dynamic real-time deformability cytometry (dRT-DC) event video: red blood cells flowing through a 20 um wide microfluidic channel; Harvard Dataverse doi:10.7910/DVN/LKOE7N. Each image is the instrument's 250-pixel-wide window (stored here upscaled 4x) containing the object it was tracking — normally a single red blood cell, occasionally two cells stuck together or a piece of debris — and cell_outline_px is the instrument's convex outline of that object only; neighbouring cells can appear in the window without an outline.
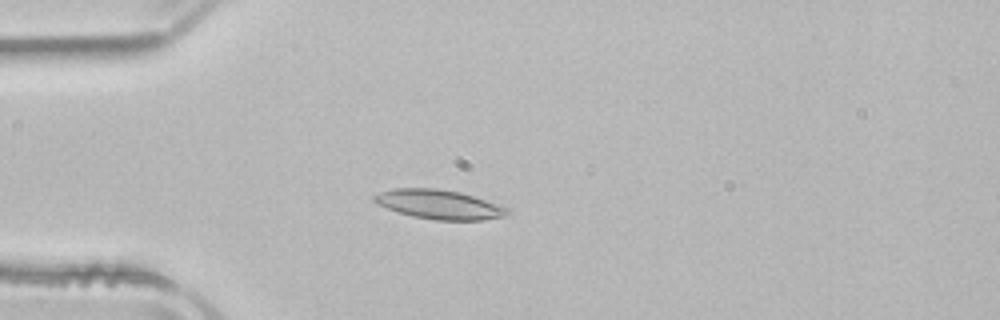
{"species": "common noctule bat (a hibernating species)", "species_latin": "Nyctalus noctula", "temperature_condition": "room temperature", "stored_images_in_passage": 51, "camera_frame_rate_fps": 3000, "um_per_image_px": 0.085, "animal": {"sex": "male", "body_mass_g": 21.5, "forearm_length_mm": 52.0}, "frame": {"image": 1, "passage_image": 13, "time_ms": 4.0, "image_size_px": [1000, 320], "cell_outline_px": [[508, 212], [504, 216], [484, 220], [436, 220], [412, 216], [376, 204], [372, 200], [372, 196], [380, 192], [396, 188], [436, 188], [460, 192], [508, 208]], "centroid_in_image_um": [37.28, 17.37], "position_along_channel_um": 47.7, "area_um2": 22.43}}
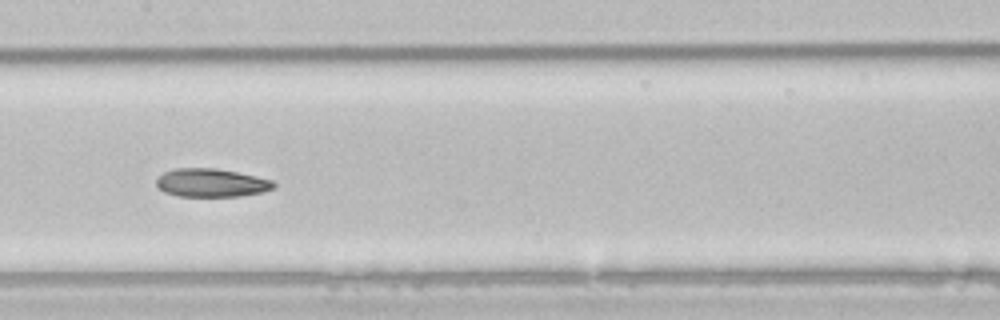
{"frame": {"image": 2, "passage_image": 25, "time_ms": 8.0, "image_size_px": [1000, 320], "cell_outline_px": [[276, 184], [272, 188], [264, 192], [240, 196], [176, 196], [164, 192], [156, 184], [156, 176], [164, 172], [176, 168], [216, 168], [256, 176], [272, 180]], "centroid_in_image_um": [17.94, 15.53], "position_along_channel_um": 189.5, "area_um2": 19.42}}
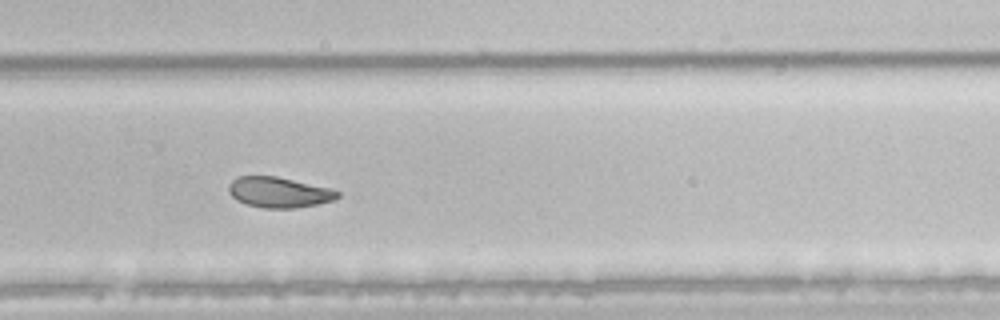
{"frame": {"image": 3, "passage_image": 34, "time_ms": 11.0, "image_size_px": [1000, 320], "cell_outline_px": [[340, 196], [332, 200], [316, 204], [296, 208], [264, 208], [244, 204], [236, 200], [228, 192], [228, 184], [236, 176], [276, 176], [328, 188], [340, 192]], "centroid_in_image_um": [23.64, 16.35], "position_along_channel_um": 306.2, "area_um2": 19.31}}